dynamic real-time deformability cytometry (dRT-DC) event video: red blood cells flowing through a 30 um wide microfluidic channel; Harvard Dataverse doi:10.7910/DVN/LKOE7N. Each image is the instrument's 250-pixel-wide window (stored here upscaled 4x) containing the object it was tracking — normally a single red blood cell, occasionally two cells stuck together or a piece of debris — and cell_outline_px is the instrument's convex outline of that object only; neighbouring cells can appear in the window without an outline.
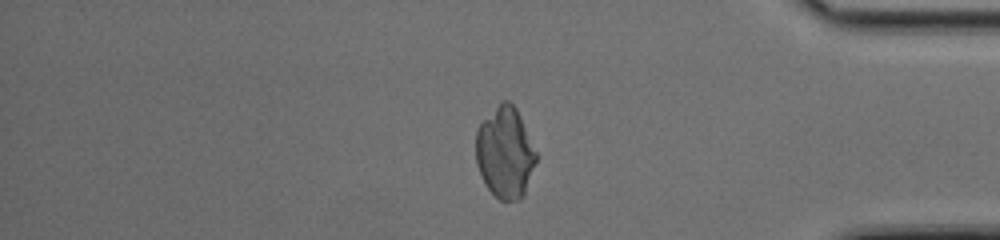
{"species": "common noctule bat (a hibernating species)", "species_latin": "Nyctalus noctula", "temperature_condition": "cold", "stored_images_in_passage": 34, "camera_frame_rate_fps": 3000, "um_per_image_px": 0.085, "animal": {"sex": "female", "body_mass_g": 17.0, "forearm_length_mm": 48.0}, "frame": {"image": 1, "passage_image": 26, "time_ms": 8.333, "image_size_px": [1000, 240], "cell_outline_px": [[536, 160], [524, 196], [520, 200], [500, 200], [488, 188], [476, 164], [476, 132], [480, 124], [500, 100], [508, 100], [516, 108], [536, 152]], "centroid_in_image_um": [42.92, 12.96], "position_along_channel_um": 392.3, "area_um2": 31.67}}